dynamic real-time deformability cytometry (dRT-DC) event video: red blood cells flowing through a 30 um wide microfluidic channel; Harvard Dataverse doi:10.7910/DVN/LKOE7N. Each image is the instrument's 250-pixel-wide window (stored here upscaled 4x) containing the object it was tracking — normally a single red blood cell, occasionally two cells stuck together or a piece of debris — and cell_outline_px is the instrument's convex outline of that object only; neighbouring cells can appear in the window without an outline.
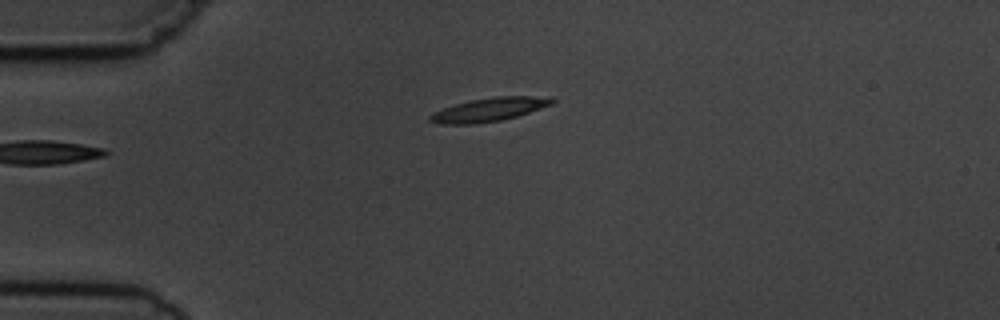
{"species": "common noctule bat (a hibernating species)", "species_latin": "Nyctalus noctula", "temperature_condition": "cold", "stored_images_in_passage": 12, "camera_frame_rate_fps": 3000, "um_per_image_px": 0.085, "animal": {"sex": "male", "body_mass_g": 19.5, "forearm_length_mm": 54.6}, "frame": {"image": 1, "passage_image": 1, "time_ms": 0.0, "image_size_px": [1000, 320], "cell_outline_px": [[556, 100], [552, 104], [516, 116], [500, 120], [472, 124], [440, 124], [428, 120], [428, 116], [432, 112], [468, 100], [492, 96], [556, 96]], "centroid_in_image_um": [41.59, 9.29], "position_along_channel_um": 43.4, "area_um2": 16.88}}
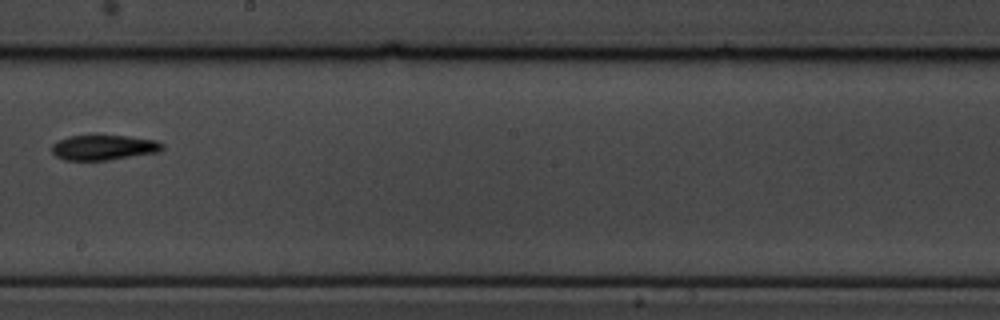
{"frame": {"image": 2, "passage_image": 6, "time_ms": 6.0, "image_size_px": [1000, 320], "cell_outline_px": [[164, 148], [160, 152], [108, 160], [64, 160], [56, 156], [52, 152], [52, 144], [56, 140], [68, 136], [128, 136], [156, 140], [164, 144]], "centroid_in_image_um": [8.82, 12.54], "position_along_channel_um": 239.4, "area_um2": 16.24}}
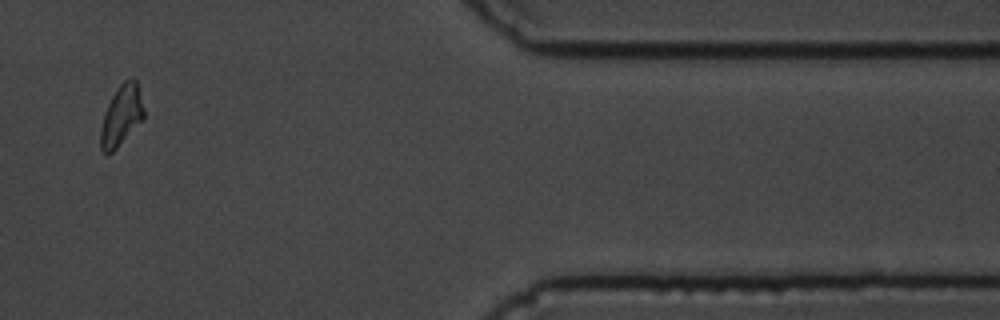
{"frame": {"image": 3, "passage_image": 10, "time_ms": 11.333, "image_size_px": [1000, 320], "cell_outline_px": [[144, 120], [108, 156], [104, 156], [100, 148], [100, 128], [104, 112], [116, 88], [124, 80], [132, 76], [136, 80], [144, 108]], "centroid_in_image_um": [10.31, 9.84], "position_along_channel_um": 401.1, "area_um2": 15.61}, "authors_computed_cell_mechanics": {"area_um2": 15.8372, "velocity_mm_per_s": 3.6918, "shape_relaxation_time_tau1_ms": 3.2168, "shape_relaxation_time_tau2_ms": null, "deformation_change_tau1": 0.1513, "deformation_change_tau2": null}}